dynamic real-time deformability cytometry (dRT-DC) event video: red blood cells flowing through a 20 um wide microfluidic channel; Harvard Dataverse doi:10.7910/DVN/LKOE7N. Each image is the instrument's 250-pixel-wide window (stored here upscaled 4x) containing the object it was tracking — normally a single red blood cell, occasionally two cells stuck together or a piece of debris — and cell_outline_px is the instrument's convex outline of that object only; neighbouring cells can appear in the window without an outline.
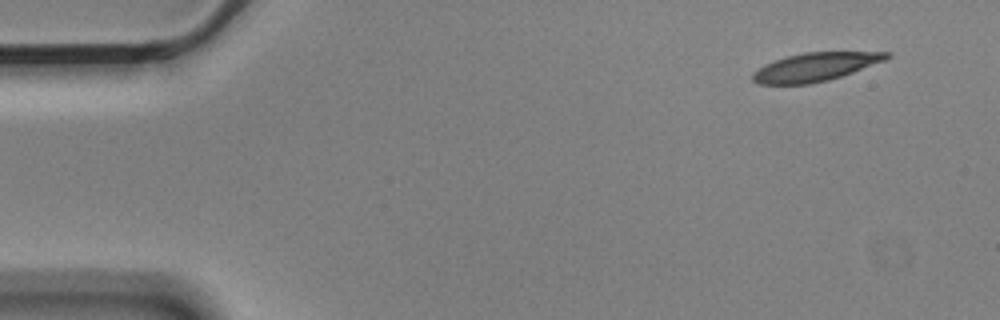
{"species": "Egyptian fruit bat (a non-hibernating species)", "species_latin": "Rousettus aegyptiacus", "temperature_condition": "cold", "stored_images_in_passage": 14, "camera_frame_rate_fps": 3000, "um_per_image_px": 0.085, "animal": {"sex": "male"}, "frame": {"image": 1, "passage_image": 1, "time_ms": 0.0, "image_size_px": [1000, 320], "cell_outline_px": [[892, 56], [884, 60], [852, 72], [828, 80], [808, 84], [756, 84], [752, 80], [752, 72], [764, 64], [788, 56], [804, 52], [892, 52]], "centroid_in_image_um": [69.25, 5.69], "position_along_channel_um": 15.7, "area_um2": 21.96}}
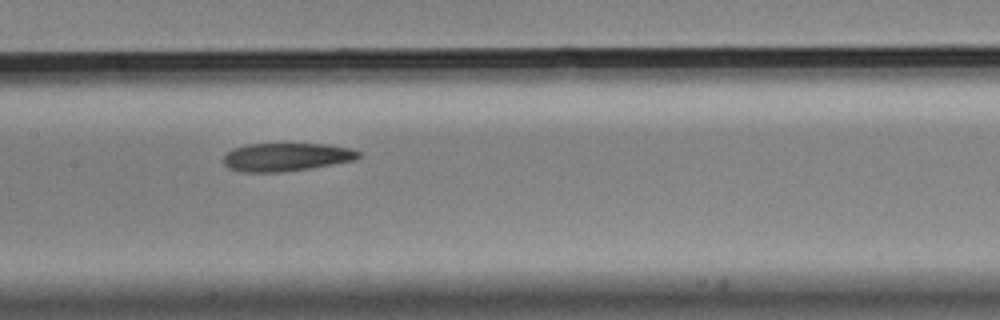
{"frame": {"image": 2, "passage_image": 7, "time_ms": 2.0, "image_size_px": [1000, 320], "cell_outline_px": [[360, 156], [356, 160], [308, 168], [280, 172], [240, 172], [228, 168], [224, 164], [224, 156], [232, 148], [248, 144], [328, 144], [348, 148], [360, 152]], "centroid_in_image_um": [24.3, 13.34], "position_along_channel_um": 183.1, "area_um2": 22.08}}
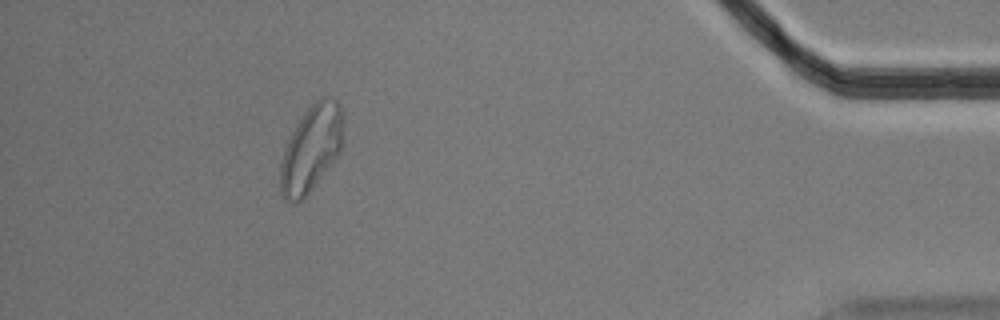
{"frame": {"image": 3, "passage_image": 13, "time_ms": 4.0, "image_size_px": [1000, 320], "cell_outline_px": [[344, 120], [340, 152], [304, 200], [296, 204], [292, 204], [284, 200], [280, 196], [280, 164], [284, 148], [296, 124], [304, 112], [320, 96], [328, 96], [336, 100], [340, 104], [344, 112]], "centroid_in_image_um": [26.44, 12.65], "position_along_channel_um": 408.8, "area_um2": 32.25}}